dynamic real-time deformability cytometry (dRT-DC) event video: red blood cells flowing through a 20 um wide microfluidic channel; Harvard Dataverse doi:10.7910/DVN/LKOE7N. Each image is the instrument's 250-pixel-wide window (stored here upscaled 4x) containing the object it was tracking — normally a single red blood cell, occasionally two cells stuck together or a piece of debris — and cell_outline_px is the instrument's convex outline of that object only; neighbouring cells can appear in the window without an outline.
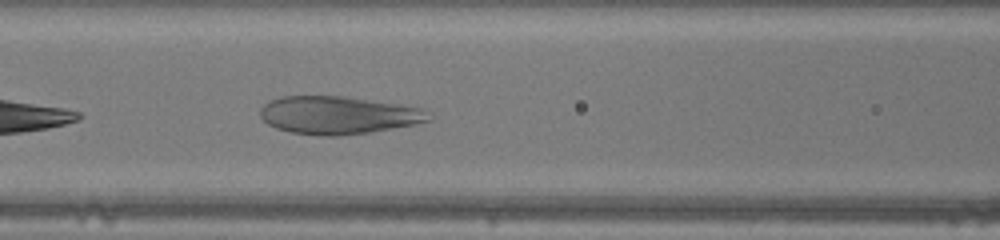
{"species": "human", "species_latin": "Homo sapiens", "temperature_condition": "warm", "stored_images_in_passage": 10, "camera_frame_rate_fps": 3000, "um_per_image_px": 0.085, "donor": {"sex": "male"}, "frame": {"image": 1, "passage_image": 6, "time_ms": 1.667, "image_size_px": [1000, 240], "cell_outline_px": [[432, 120], [416, 124], [372, 132], [340, 136], [320, 136], [292, 132], [276, 128], [268, 124], [260, 116], [260, 108], [268, 100], [280, 96], [344, 96], [424, 108], [432, 112]], "centroid_in_image_um": [28.78, 9.79], "position_along_channel_um": 137.8, "area_um2": 37.57}}